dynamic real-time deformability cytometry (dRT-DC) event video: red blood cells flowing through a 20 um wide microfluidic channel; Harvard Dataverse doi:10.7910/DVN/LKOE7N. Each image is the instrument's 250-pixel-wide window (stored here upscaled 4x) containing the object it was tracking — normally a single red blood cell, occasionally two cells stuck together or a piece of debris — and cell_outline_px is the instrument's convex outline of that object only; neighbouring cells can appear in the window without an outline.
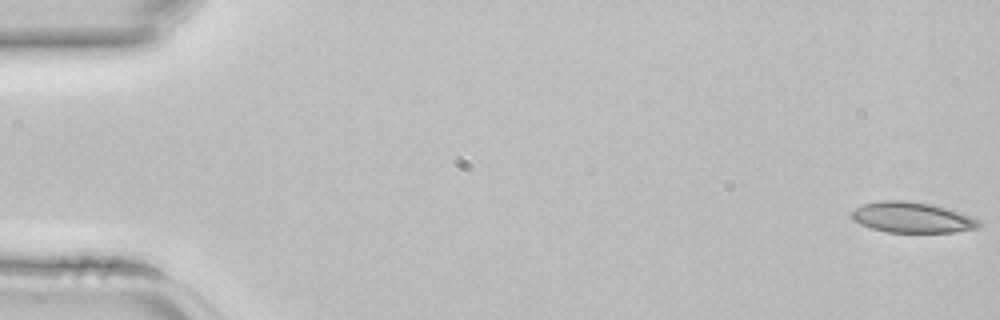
{"species": "common noctule bat (a hibernating species)", "species_latin": "Nyctalus noctula", "temperature_condition": "room temperature", "stored_images_in_passage": 4, "camera_frame_rate_fps": 3000, "um_per_image_px": 0.085, "animal": {"sex": "female", "body_mass_g": 22.7, "forearm_length_mm": 54.2}, "frame": {"image": 1, "passage_image": 1, "time_ms": 0.0, "image_size_px": [1000, 320], "cell_outline_px": [[984, 224], [980, 228], [952, 232], [884, 232], [860, 224], [852, 220], [852, 212], [856, 208], [864, 204], [876, 200], [908, 200], [932, 204], [948, 208], [968, 216]], "centroid_in_image_um": [77.51, 18.48], "position_along_channel_um": 7.5, "area_um2": 22.77}}
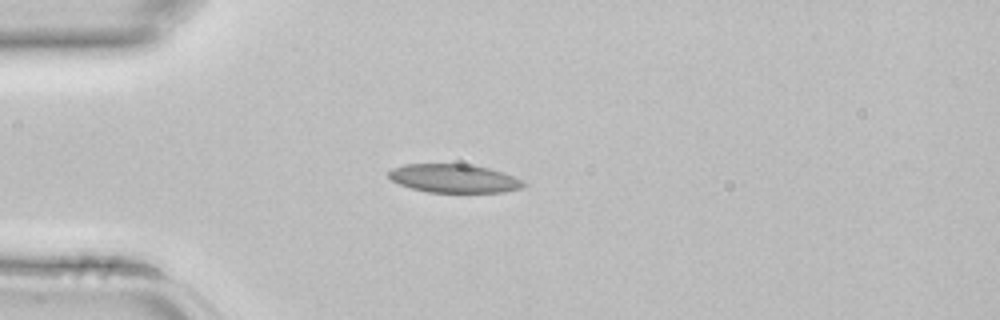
{"frame": {"image": 2, "passage_image": 4, "time_ms": 1.0, "image_size_px": [1000, 320], "cell_outline_px": [[528, 184], [524, 188], [504, 192], [428, 192], [412, 188], [400, 184], [392, 180], [388, 176], [388, 172], [392, 168], [404, 164], [468, 164], [488, 168], [524, 180]], "centroid_in_image_um": [38.62, 15.17], "position_along_channel_um": 46.4, "area_um2": 22.37}}